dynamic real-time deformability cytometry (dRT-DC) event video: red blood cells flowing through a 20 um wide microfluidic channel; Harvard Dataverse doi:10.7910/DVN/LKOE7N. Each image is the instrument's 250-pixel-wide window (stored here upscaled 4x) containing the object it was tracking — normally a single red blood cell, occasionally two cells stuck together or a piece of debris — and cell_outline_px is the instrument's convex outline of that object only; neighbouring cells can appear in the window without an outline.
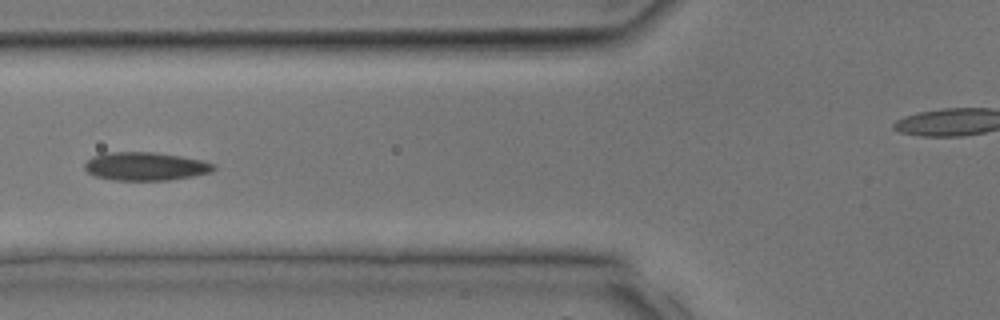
{"species": "common noctule bat (a hibernating species)", "species_latin": "Nyctalus noctula", "temperature_condition": "room temperature", "stored_images_in_passage": 30, "camera_frame_rate_fps": 3000, "um_per_image_px": 0.085, "animal": {"sex": "male", "body_mass_g": 17.9, "forearm_length_mm": 54.2}, "frame": {"image": 1, "passage_image": 9, "time_ms": 2.667, "image_size_px": [1000, 320], "cell_outline_px": [[216, 168], [212, 172], [192, 176], [168, 180], [112, 180], [96, 176], [88, 172], [84, 168], [84, 164], [92, 156], [104, 152], [156, 152], [204, 160], [216, 164]], "centroid_in_image_um": [12.38, 14.13], "position_along_channel_um": 113.4, "area_um2": 21.44}}
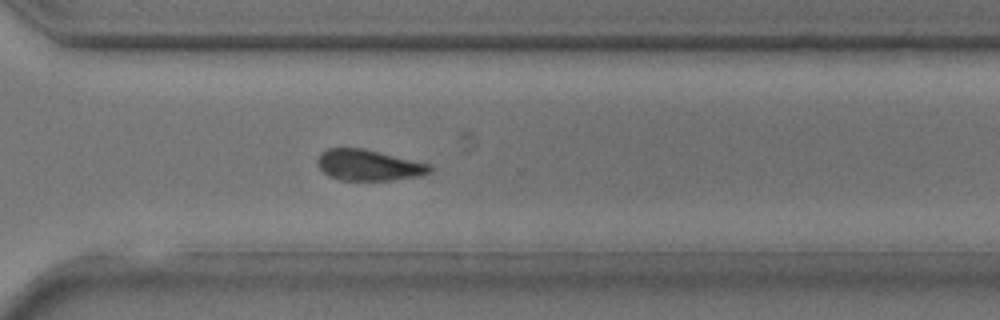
{"frame": {"image": 2, "passage_image": 20, "time_ms": 6.333, "image_size_px": [1000, 320], "cell_outline_px": [[432, 172], [420, 176], [392, 180], [340, 180], [328, 176], [316, 164], [316, 160], [320, 152], [328, 148], [364, 148], [432, 164]], "centroid_in_image_um": [31.34, 14.03], "position_along_channel_um": 339.3, "area_um2": 20.58}}
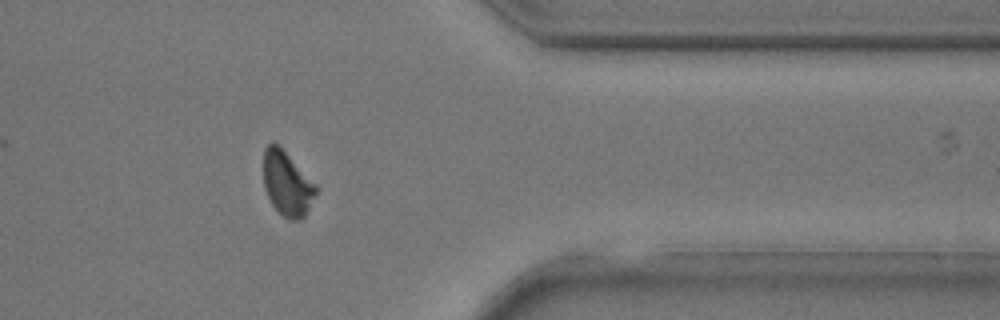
{"frame": {"image": 3, "passage_image": 23, "time_ms": 7.333, "image_size_px": [1000, 320], "cell_outline_px": [[320, 188], [304, 216], [300, 220], [288, 220], [272, 204], [268, 196], [264, 184], [264, 148], [268, 144], [280, 144]], "centroid_in_image_um": [24.44, 15.58], "position_along_channel_um": 387.0, "area_um2": 19.83}}